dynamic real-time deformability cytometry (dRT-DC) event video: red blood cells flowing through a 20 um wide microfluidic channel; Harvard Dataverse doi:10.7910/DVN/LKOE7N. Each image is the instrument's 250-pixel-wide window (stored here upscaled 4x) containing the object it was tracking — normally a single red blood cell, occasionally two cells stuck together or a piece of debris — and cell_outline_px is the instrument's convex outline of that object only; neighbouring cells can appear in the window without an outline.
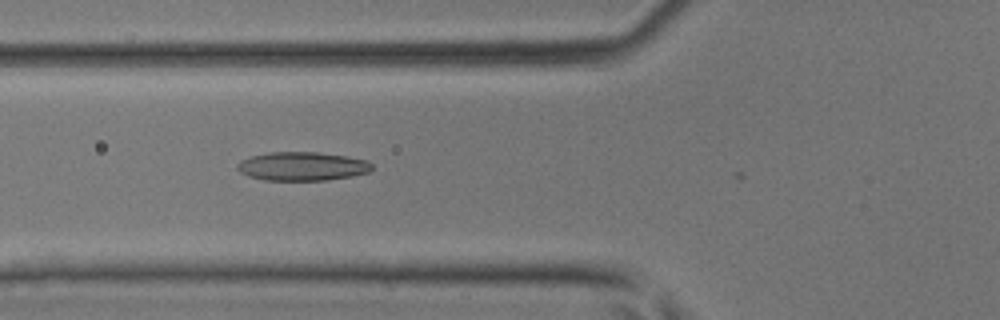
{"species": "common noctule bat (a hibernating species)", "species_latin": "Nyctalus noctula", "temperature_condition": "room temperature", "stored_images_in_passage": 8, "camera_frame_rate_fps": 3000, "um_per_image_px": 0.085, "animal": {"sex": "male", "body_mass_g": 17.9, "forearm_length_mm": 54.2}, "frame": {"image": 1, "passage_image": 5, "time_ms": 1.333, "image_size_px": [1000, 320], "cell_outline_px": [[372, 168], [368, 172], [352, 176], [328, 180], [264, 180], [248, 176], [240, 172], [236, 168], [236, 164], [240, 160], [252, 156], [268, 152], [316, 152], [348, 156], [368, 160], [372, 164]], "centroid_in_image_um": [25.68, 14.13], "position_along_channel_um": 100.1, "area_um2": 22.66}}
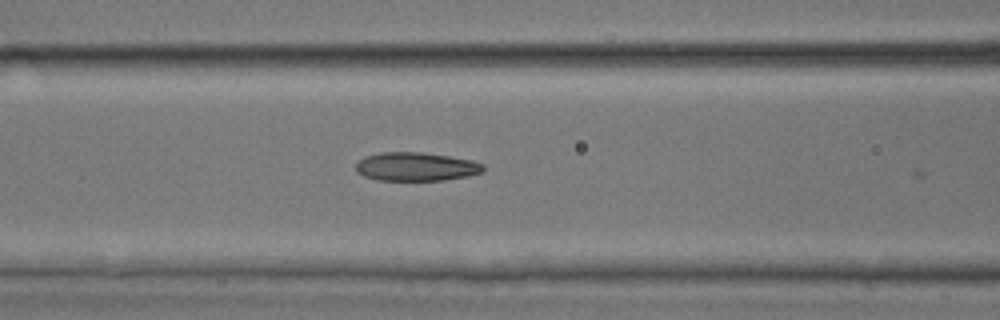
{"frame": {"image": 2, "passage_image": 7, "time_ms": 2.0, "image_size_px": [1000, 320], "cell_outline_px": [[484, 168], [480, 172], [468, 176], [444, 180], [376, 180], [364, 176], [356, 172], [356, 164], [364, 156], [380, 152], [424, 152], [472, 160], [484, 164]], "centroid_in_image_um": [35.34, 14.16], "position_along_channel_um": 131.3, "area_um2": 21.27}}